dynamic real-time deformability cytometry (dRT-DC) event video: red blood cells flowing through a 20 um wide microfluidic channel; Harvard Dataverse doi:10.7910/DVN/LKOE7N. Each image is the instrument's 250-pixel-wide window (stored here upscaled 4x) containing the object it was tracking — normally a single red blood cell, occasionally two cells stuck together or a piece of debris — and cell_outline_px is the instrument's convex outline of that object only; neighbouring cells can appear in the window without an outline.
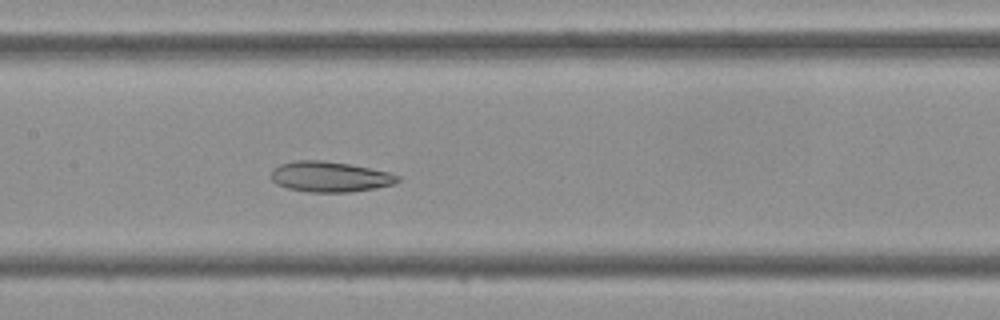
{"species": "Egyptian fruit bat (a non-hibernating species)", "species_latin": "Rousettus aegyptiacus", "temperature_condition": "cold", "stored_images_in_passage": 37, "camera_frame_rate_fps": 3000, "um_per_image_px": 0.085, "frame": {"image": 1, "passage_image": 14, "time_ms": 4.333, "image_size_px": [1000, 320], "cell_outline_px": [[400, 180], [396, 184], [376, 188], [352, 192], [308, 192], [288, 188], [276, 184], [272, 180], [272, 168], [280, 164], [296, 160], [320, 160], [348, 164], [388, 172], [400, 176]], "centroid_in_image_um": [28.05, 15.03], "position_along_channel_um": 179.4, "area_um2": 22.48}}
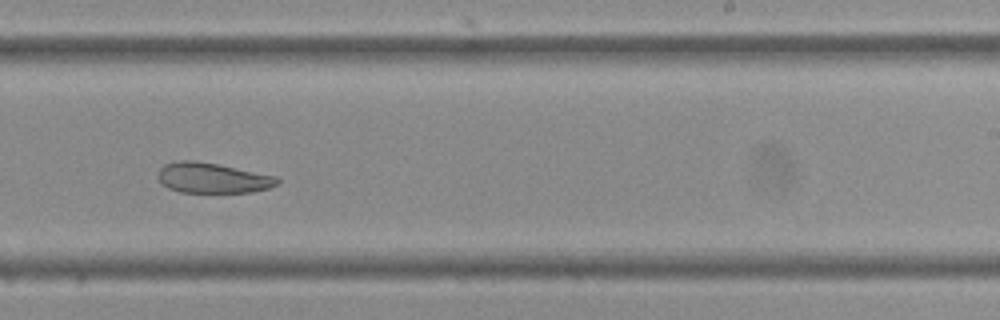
{"frame": {"image": 2, "passage_image": 20, "time_ms": 6.333, "image_size_px": [1000, 320], "cell_outline_px": [[280, 184], [268, 188], [252, 192], [180, 192], [168, 188], [156, 176], [160, 168], [164, 164], [176, 160], [192, 160], [216, 164], [276, 176], [280, 180]], "centroid_in_image_um": [18.05, 15.12], "position_along_channel_um": 270.9, "area_um2": 20.98}}
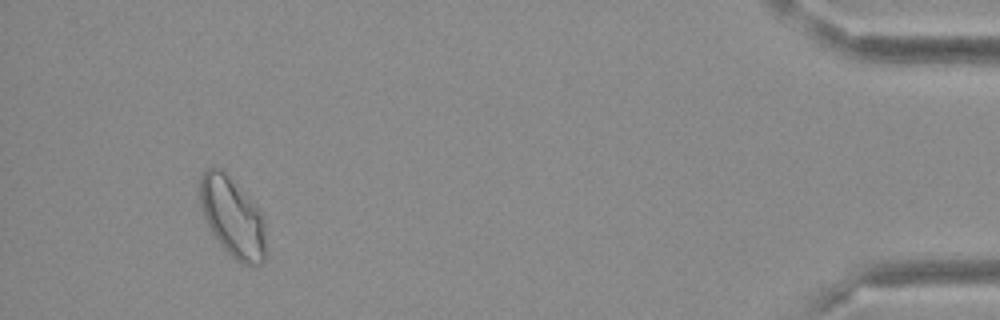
{"frame": {"image": 3, "passage_image": 34, "time_ms": 11.0, "image_size_px": [1000, 320], "cell_outline_px": [[264, 260], [260, 264], [244, 264], [236, 260], [216, 240], [200, 208], [200, 176], [208, 168], [220, 168], [228, 172], [248, 196], [264, 216]], "centroid_in_image_um": [19.75, 18.41], "position_along_channel_um": 415.5, "area_um2": 30.52}}